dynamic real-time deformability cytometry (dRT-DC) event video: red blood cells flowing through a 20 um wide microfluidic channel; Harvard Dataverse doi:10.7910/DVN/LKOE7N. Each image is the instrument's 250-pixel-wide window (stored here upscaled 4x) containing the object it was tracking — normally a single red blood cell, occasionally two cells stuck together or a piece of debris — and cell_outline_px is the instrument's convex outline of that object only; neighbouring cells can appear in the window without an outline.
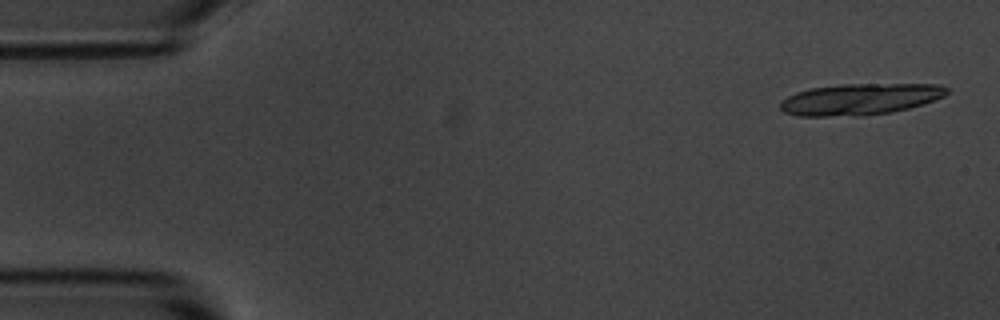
{"species": "common noctule bat (a hibernating species)", "species_latin": "Nyctalus noctula", "temperature_condition": "room temperature", "stored_images_in_passage": 10, "segment_of_instrument_passage": [1, 2], "camera_frame_rate_fps": 3000, "um_per_image_px": 0.085, "animal": {"sex": "male", "body_mass_g": 20.1, "forearm_length_mm": 53.5}, "frame": {"image": 1, "passage_image": 1, "time_ms": 0.0, "image_size_px": [1000, 320], "cell_outline_px": [[948, 92], [944, 96], [908, 108], [892, 112], [864, 116], [796, 116], [784, 112], [780, 108], [780, 100], [796, 92], [812, 88], [840, 84], [940, 84], [948, 88]], "centroid_in_image_um": [73.06, 8.43], "position_along_channel_um": 11.9, "area_um2": 30.52}}